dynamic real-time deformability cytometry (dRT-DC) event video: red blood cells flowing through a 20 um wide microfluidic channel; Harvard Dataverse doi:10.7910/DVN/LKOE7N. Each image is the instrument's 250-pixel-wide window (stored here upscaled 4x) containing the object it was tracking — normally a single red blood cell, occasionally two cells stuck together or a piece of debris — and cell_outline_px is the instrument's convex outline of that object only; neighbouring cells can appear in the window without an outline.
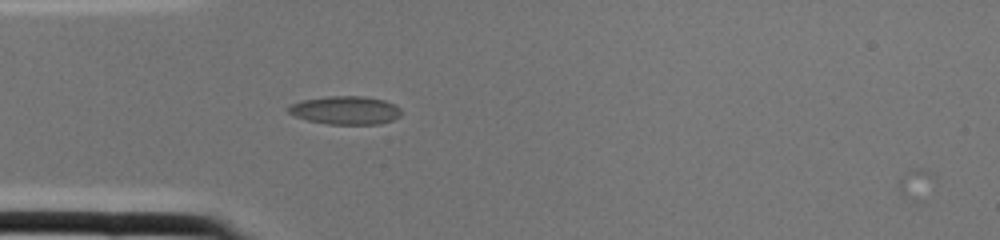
{"species": "common noctule bat (a hibernating species)", "species_latin": "Nyctalus noctula", "temperature_condition": "cold", "stored_images_in_passage": 1, "camera_frame_rate_fps": 3000, "um_per_image_px": 0.085, "animal": {"sex": "female", "body_mass_g": 22.0, "forearm_length_mm": 56.7}, "frame": {"image": 1, "passage_image": 1, "time_ms": 0.0, "image_size_px": [1000, 240], "cell_outline_px": [[400, 116], [392, 120], [380, 124], [328, 124], [308, 120], [296, 116], [288, 112], [288, 104], [300, 100], [328, 96], [364, 96], [384, 100], [396, 104], [400, 108]], "centroid_in_image_um": [29.36, 9.36], "position_along_channel_um": 55.6, "area_um2": 18.73}}